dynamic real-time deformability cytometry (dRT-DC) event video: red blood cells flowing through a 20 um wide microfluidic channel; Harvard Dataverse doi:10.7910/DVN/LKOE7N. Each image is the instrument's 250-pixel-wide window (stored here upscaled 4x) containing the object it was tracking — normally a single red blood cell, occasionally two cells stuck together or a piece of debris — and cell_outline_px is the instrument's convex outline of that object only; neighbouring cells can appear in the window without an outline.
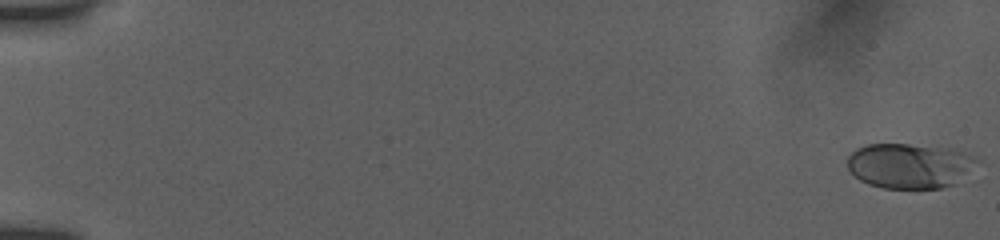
{"species": "human", "species_latin": "Homo sapiens", "temperature_condition": "room temperature", "stored_images_in_passage": 12, "camera_frame_rate_fps": 3000, "um_per_image_px": 0.085, "donor": {"sex": "female"}, "frame": {"image": 1, "passage_image": 1, "time_ms": 0.0, "image_size_px": [1000, 240], "cell_outline_px": [[984, 160], [956, 184], [940, 188], [884, 188], [868, 184], [860, 180], [848, 172], [848, 156], [856, 148], [868, 144], [908, 144], [952, 148], [964, 152]], "centroid_in_image_um": [77.37, 14.08], "position_along_channel_um": 7.6, "area_um2": 34.62}}
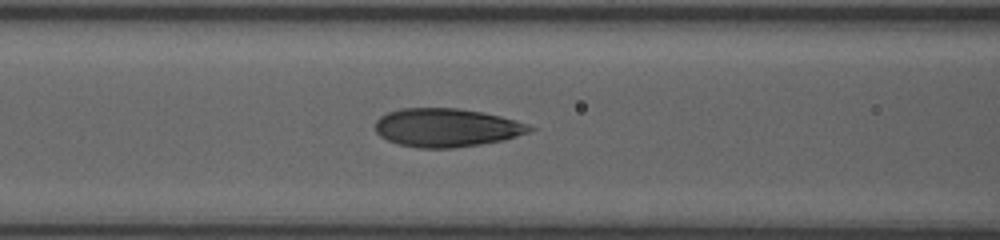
{"frame": {"image": 2, "passage_image": 9, "time_ms": 8.0, "image_size_px": [1000, 240], "cell_outline_px": [[536, 128], [528, 132], [504, 140], [480, 144], [452, 148], [416, 148], [396, 144], [380, 136], [376, 132], [376, 120], [380, 116], [388, 112], [400, 108], [456, 108], [480, 112], [500, 116], [528, 124]], "centroid_in_image_um": [37.92, 10.85], "position_along_channel_um": 128.7, "area_um2": 34.56}}
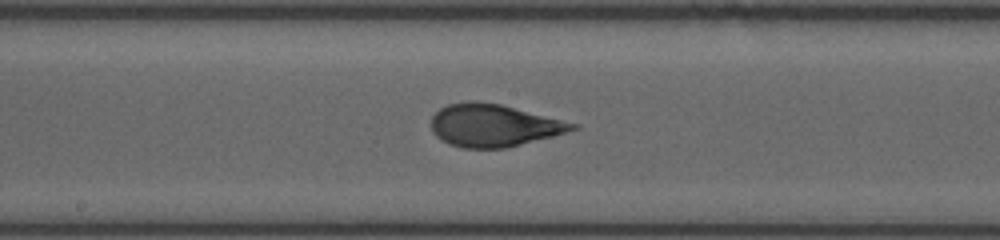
{"frame": {"image": 3, "passage_image": 12, "time_ms": 10.0, "image_size_px": [1000, 240], "cell_outline_px": [[580, 128], [552, 136], [508, 148], [464, 148], [448, 144], [440, 140], [432, 132], [432, 116], [440, 108], [448, 104], [468, 100], [472, 100], [500, 104], [580, 124]], "centroid_in_image_um": [41.95, 10.66], "position_along_channel_um": 206.2, "area_um2": 35.08}}